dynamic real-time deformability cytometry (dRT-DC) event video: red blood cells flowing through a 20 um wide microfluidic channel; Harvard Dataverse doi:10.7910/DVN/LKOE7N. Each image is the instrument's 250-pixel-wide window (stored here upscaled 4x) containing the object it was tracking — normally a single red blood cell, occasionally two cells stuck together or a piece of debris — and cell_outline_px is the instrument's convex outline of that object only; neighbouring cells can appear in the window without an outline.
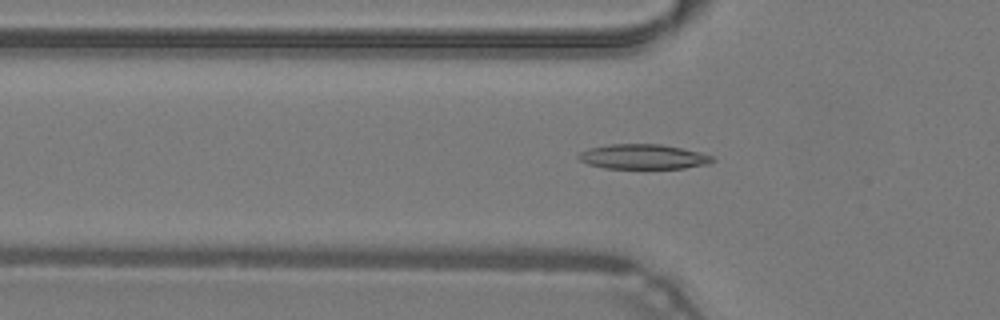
{"species": "common noctule bat (a hibernating species)", "species_latin": "Nyctalus noctula", "temperature_condition": "warm", "stored_images_in_passage": 48, "camera_frame_rate_fps": 3000, "um_per_image_px": 0.085, "animal": {"sex": "male", "body_mass_g": 19.2, "forearm_length_mm": 51.8}, "frame": {"image": 1, "passage_image": 16, "time_ms": 5.0, "image_size_px": [1000, 320], "cell_outline_px": [[716, 160], [708, 164], [684, 168], [604, 168], [588, 164], [580, 160], [576, 156], [580, 152], [588, 148], [608, 144], [660, 144], [700, 152], [712, 156]], "centroid_in_image_um": [54.65, 13.32], "position_along_channel_um": 71.1, "area_um2": 19.36}}
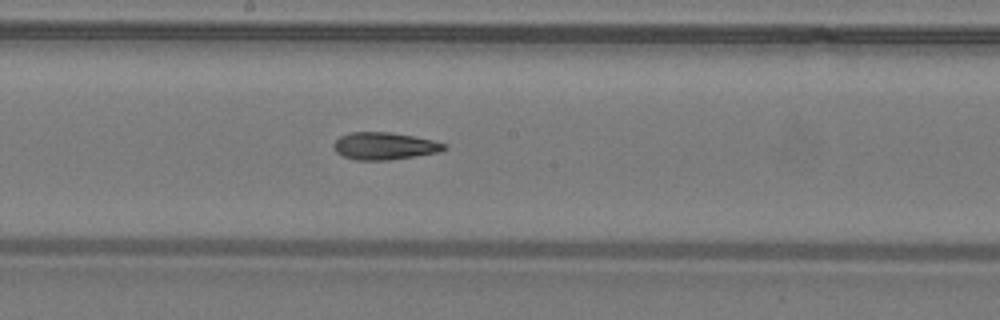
{"frame": {"image": 2, "passage_image": 26, "time_ms": 8.333, "image_size_px": [1000, 320], "cell_outline_px": [[448, 148], [440, 152], [388, 160], [356, 160], [344, 156], [336, 152], [332, 144], [340, 136], [348, 132], [388, 132], [412, 136], [432, 140], [448, 144]], "centroid_in_image_um": [32.68, 12.41], "position_along_channel_um": 215.5, "area_um2": 17.57}}
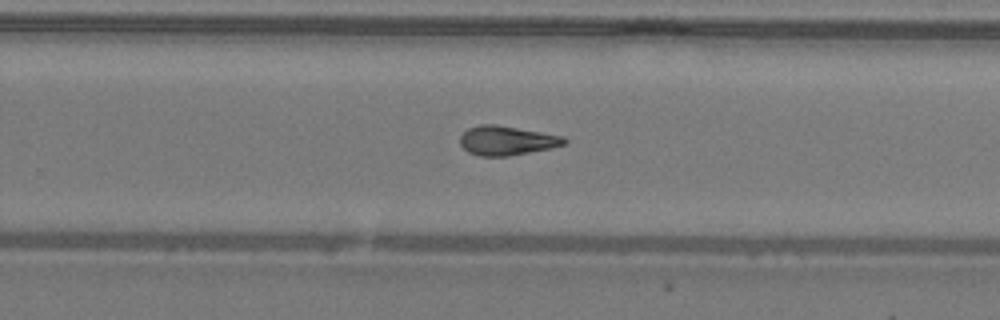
{"frame": {"image": 3, "passage_image": 31, "time_ms": 10.0, "image_size_px": [1000, 320], "cell_outline_px": [[568, 140], [564, 144], [552, 148], [508, 156], [480, 156], [468, 152], [460, 144], [460, 136], [468, 128], [480, 124], [496, 124], [564, 136]], "centroid_in_image_um": [43.07, 11.94], "position_along_channel_um": 286.7, "area_um2": 17.8}, "authors_computed_cell_mechanics": {"area_um2": 17.7446, "velocity_mm_per_s": 4.2967, "shape_relaxation_time_tau1_ms": null, "shape_relaxation_time_tau2_ms": 4.4601, "deformation_change_tau1": null, "deformation_change_tau2": 0.1413}}